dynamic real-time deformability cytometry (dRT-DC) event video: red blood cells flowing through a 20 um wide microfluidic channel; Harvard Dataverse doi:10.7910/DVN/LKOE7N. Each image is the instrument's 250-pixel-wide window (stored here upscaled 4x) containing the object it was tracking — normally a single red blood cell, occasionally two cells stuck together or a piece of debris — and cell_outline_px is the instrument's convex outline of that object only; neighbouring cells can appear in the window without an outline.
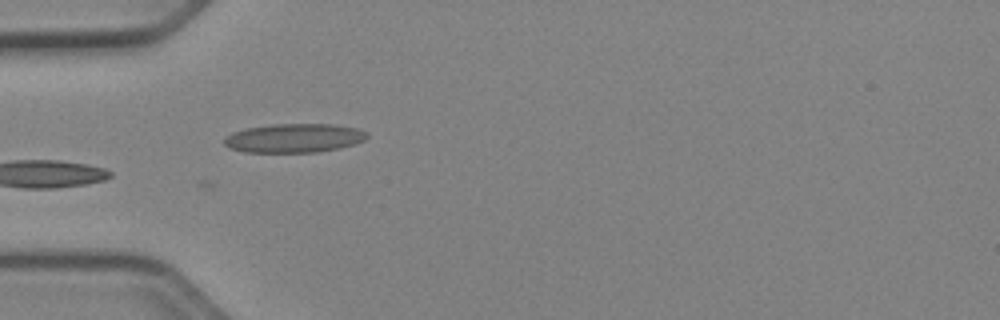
{"species": "Egyptian fruit bat (a non-hibernating species)", "species_latin": "Rousettus aegyptiacus", "temperature_condition": "cold", "stored_images_in_passage": 22, "camera_frame_rate_fps": 3000, "um_per_image_px": 0.085, "animal": {"sex": "female"}, "frame": {"image": 1, "passage_image": 1, "time_ms": 0.0, "image_size_px": [1000, 320], "cell_outline_px": [[368, 136], [364, 140], [340, 148], [316, 152], [244, 152], [228, 148], [224, 144], [224, 136], [232, 132], [248, 128], [272, 124], [336, 124], [360, 128], [368, 132]], "centroid_in_image_um": [25.0, 11.73], "position_along_channel_um": 60.0, "area_um2": 24.28}}